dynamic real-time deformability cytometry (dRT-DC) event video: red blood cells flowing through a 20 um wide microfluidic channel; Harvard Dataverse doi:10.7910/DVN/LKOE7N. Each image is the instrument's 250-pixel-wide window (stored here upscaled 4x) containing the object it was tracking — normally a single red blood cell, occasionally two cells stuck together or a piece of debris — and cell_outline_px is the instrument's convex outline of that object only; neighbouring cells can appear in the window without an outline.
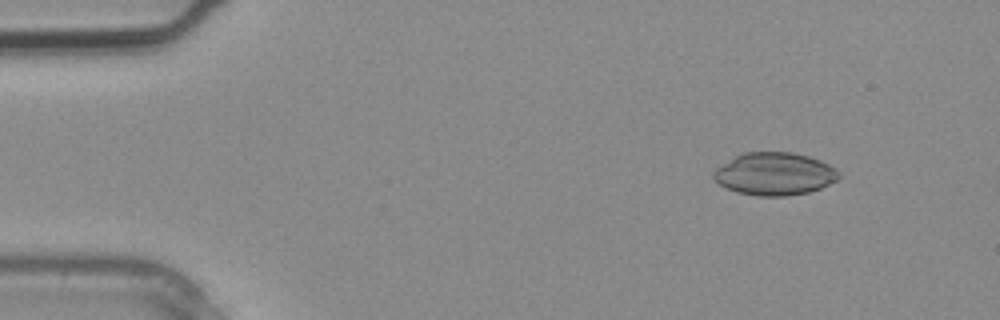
{"species": "common noctule bat (a hibernating species)", "species_latin": "Nyctalus noctula", "temperature_condition": "warm", "stored_images_in_passage": 3, "camera_frame_rate_fps": 3000, "um_per_image_px": 0.085, "animal": {"sex": "male", "body_mass_g": 20.4}, "frame": {"image": 1, "passage_image": 1, "time_ms": 0.0, "image_size_px": [1000, 320], "cell_outline_px": [[840, 176], [836, 180], [820, 188], [808, 192], [788, 196], [756, 196], [736, 192], [720, 184], [712, 176], [712, 172], [716, 168], [736, 156], [744, 152], [792, 152], [808, 156], [820, 160], [828, 164], [840, 172]], "centroid_in_image_um": [65.84, 14.78], "position_along_channel_um": 19.2, "area_um2": 31.04}}